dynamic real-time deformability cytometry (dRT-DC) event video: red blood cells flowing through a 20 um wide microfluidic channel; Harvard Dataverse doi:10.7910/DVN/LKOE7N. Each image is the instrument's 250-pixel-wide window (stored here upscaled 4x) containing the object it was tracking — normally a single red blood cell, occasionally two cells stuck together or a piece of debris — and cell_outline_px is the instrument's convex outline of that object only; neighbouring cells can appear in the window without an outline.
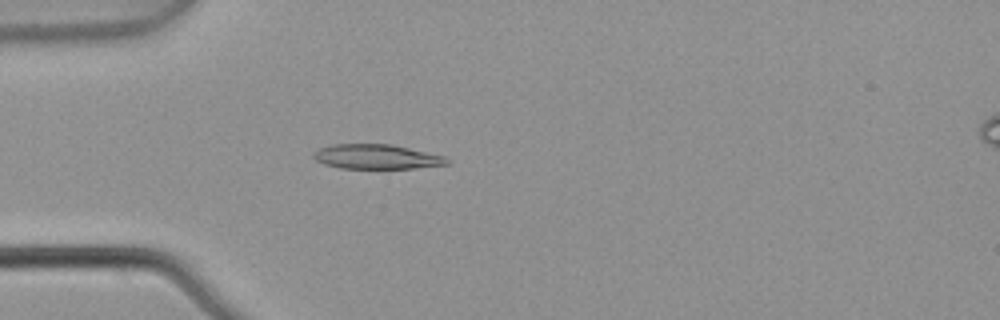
{"species": "common noctule bat (a hibernating species)", "species_latin": "Nyctalus noctula", "temperature_condition": "warm", "stored_images_in_passage": 3, "camera_frame_rate_fps": 3000, "um_per_image_px": 0.085, "animal": {"sex": "male", "body_mass_g": 21.5, "forearm_length_mm": 52.0}, "frame": {"image": 1, "passage_image": 3, "time_ms": 0.667, "image_size_px": [1000, 320], "cell_outline_px": [[448, 164], [416, 168], [340, 168], [324, 164], [316, 160], [312, 156], [312, 152], [320, 148], [332, 144], [392, 144], [444, 156], [448, 160]], "centroid_in_image_um": [31.97, 13.32], "position_along_channel_um": 53.0, "area_um2": 19.07}}